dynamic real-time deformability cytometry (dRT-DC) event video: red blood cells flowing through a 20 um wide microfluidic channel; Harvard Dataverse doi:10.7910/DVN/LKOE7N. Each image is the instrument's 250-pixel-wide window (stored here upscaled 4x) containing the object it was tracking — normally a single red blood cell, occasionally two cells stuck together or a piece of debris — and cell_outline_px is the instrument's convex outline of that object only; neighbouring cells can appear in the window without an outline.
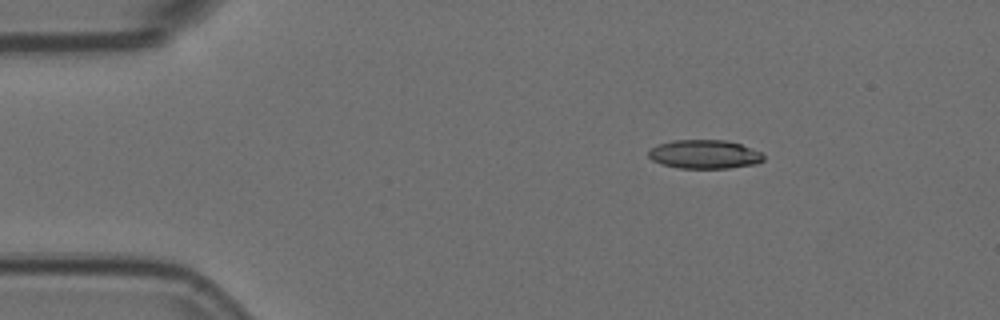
{"species": "Egyptian fruit bat (a non-hibernating species)", "species_latin": "Rousettus aegyptiacus", "temperature_condition": "room temperature", "stored_images_in_passage": 3, "camera_frame_rate_fps": 3000, "um_per_image_px": 0.085, "animal": {"sex": "female"}, "frame": {"image": 1, "passage_image": 1, "time_ms": 0.0, "image_size_px": [1000, 320], "cell_outline_px": [[764, 160], [756, 164], [728, 168], [680, 168], [660, 164], [652, 160], [648, 156], [648, 152], [656, 144], [672, 140], [728, 140], [740, 144], [760, 152], [764, 156]], "centroid_in_image_um": [59.85, 13.11], "position_along_channel_um": 25.1, "area_um2": 19.36}}